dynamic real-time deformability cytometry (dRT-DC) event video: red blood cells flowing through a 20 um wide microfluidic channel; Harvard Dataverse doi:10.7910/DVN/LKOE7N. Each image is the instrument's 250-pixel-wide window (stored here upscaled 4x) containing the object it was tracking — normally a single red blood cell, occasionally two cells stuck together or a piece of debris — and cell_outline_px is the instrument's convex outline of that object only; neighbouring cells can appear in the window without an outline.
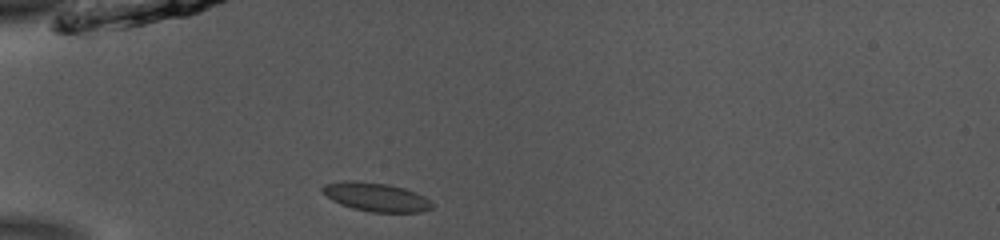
{"species": "common noctule bat (a hibernating species)", "species_latin": "Nyctalus noctula", "temperature_condition": "room temperature", "stored_images_in_passage": 37, "camera_frame_rate_fps": 3000, "um_per_image_px": 0.085, "animal": {"sex": "male", "body_mass_g": 13.0, "forearm_length_mm": 53.1}, "frame": {"image": 1, "passage_image": 1, "time_ms": 0.0, "image_size_px": [1000, 240], "cell_outline_px": [[436, 204], [432, 208], [420, 212], [372, 212], [352, 208], [340, 204], [332, 200], [320, 188], [324, 184], [344, 180], [352, 180], [388, 184], [404, 188], [416, 192], [432, 200]], "centroid_in_image_um": [32.0, 16.74], "position_along_channel_um": 53.0, "area_um2": 18.5}}
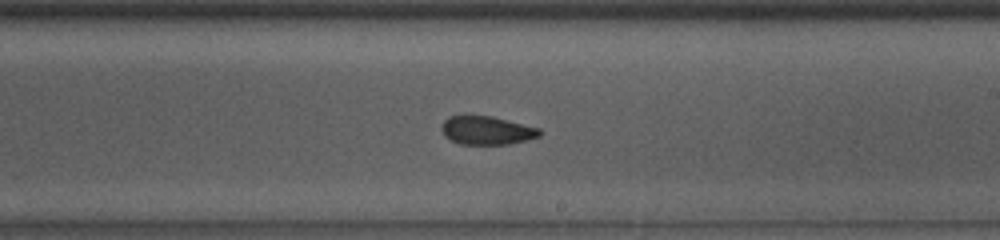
{"frame": {"image": 2, "passage_image": 17, "time_ms": 5.333, "image_size_px": [1000, 240], "cell_outline_px": [[544, 132], [540, 136], [508, 144], [460, 144], [444, 136], [440, 128], [444, 120], [448, 116], [464, 112], [492, 116], [540, 128]], "centroid_in_image_um": [41.32, 11.03], "position_along_channel_um": 247.7, "area_um2": 16.88}}
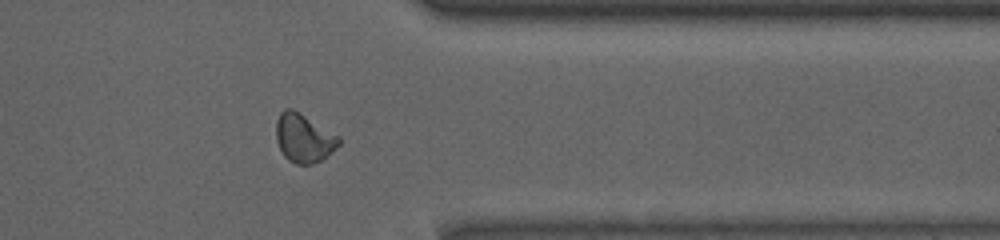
{"frame": {"image": 3, "passage_image": 28, "time_ms": 9.0, "image_size_px": [1000, 240], "cell_outline_px": [[340, 144], [336, 148], [320, 160], [312, 164], [296, 164], [288, 160], [284, 156], [276, 140], [276, 120], [280, 112], [284, 108], [292, 108], [300, 112], [340, 136]], "centroid_in_image_um": [25.81, 11.71], "position_along_channel_um": 385.6, "area_um2": 17.86}, "authors_computed_cell_mechanics": {"area_um2": 17.051, "velocity_mm_per_s": 3.884, "shape_relaxation_time_tau1_ms": null, "shape_relaxation_time_tau2_ms": 1.1734, "deformation_change_tau1": null, "deformation_change_tau2": 0.0653}}